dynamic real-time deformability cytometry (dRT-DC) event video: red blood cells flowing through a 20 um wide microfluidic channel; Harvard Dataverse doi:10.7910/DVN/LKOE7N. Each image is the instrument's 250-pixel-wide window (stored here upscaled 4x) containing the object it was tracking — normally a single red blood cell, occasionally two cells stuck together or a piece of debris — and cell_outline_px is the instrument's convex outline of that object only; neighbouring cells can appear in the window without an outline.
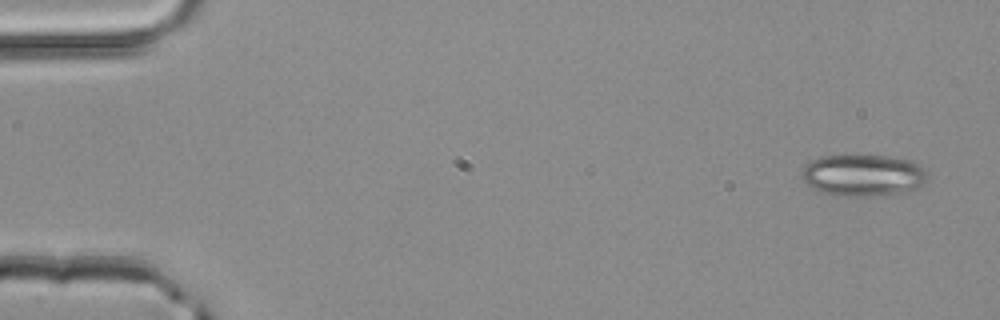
{"species": "common noctule bat (a hibernating species)", "species_latin": "Nyctalus noctula", "temperature_condition": "room temperature", "stored_images_in_passage": 3, "camera_frame_rate_fps": 3000, "um_per_image_px": 0.085, "animal": {"sex": "male", "body_mass_g": 20.4}, "frame": {"image": 1, "passage_image": 1, "time_ms": 0.0, "image_size_px": [1000, 320], "cell_outline_px": [[928, 180], [916, 188], [904, 192], [868, 196], [848, 196], [820, 192], [808, 184], [804, 180], [804, 168], [812, 160], [820, 156], [884, 156], [912, 160], [920, 164], [924, 168], [928, 176]], "centroid_in_image_um": [73.43, 14.89], "position_along_channel_um": 11.6, "area_um2": 30.17}}